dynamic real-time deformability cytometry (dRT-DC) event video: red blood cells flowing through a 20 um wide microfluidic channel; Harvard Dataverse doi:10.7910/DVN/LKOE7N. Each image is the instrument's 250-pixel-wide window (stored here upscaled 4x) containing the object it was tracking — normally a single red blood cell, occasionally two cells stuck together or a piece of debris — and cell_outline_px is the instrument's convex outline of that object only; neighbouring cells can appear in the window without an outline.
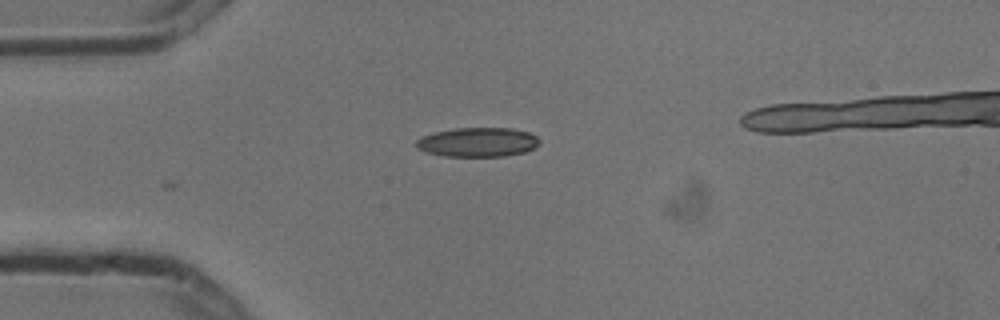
{"species": "common noctule bat (a hibernating species)", "species_latin": "Nyctalus noctula", "temperature_condition": "cold", "stored_images_in_passage": 4, "camera_frame_rate_fps": 3000, "um_per_image_px": 0.085, "animal": {"sex": "male", "body_mass_g": 13.3}, "frame": {"image": 1, "passage_image": 4, "time_ms": 1.0, "image_size_px": [1000, 320], "cell_outline_px": [[540, 144], [524, 152], [504, 156], [444, 156], [428, 152], [416, 148], [416, 140], [424, 136], [436, 132], [456, 128], [512, 128], [528, 132], [536, 136], [540, 140]], "centroid_in_image_um": [40.63, 12.08], "position_along_channel_um": 44.4, "area_um2": 20.87}}